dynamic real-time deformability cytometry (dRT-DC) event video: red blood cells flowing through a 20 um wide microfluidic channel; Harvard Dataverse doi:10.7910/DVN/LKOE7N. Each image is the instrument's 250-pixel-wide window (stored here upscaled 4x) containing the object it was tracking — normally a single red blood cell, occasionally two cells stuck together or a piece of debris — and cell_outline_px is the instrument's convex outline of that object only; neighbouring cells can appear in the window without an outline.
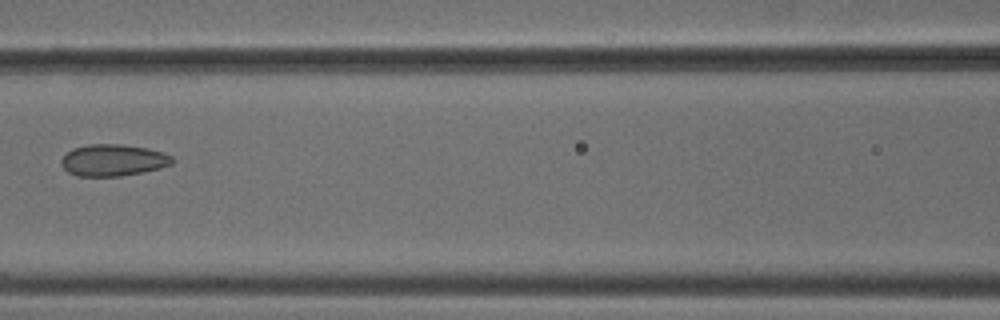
{"species": "common noctule bat (a hibernating species)", "species_latin": "Nyctalus noctula", "temperature_condition": "cold", "stored_images_in_passage": 4, "camera_frame_rate_fps": 3000, "um_per_image_px": 0.085, "animal": {"sex": "male", "body_mass_g": 18.8}, "frame": {"image": 1, "passage_image": 4, "time_ms": 1.0, "image_size_px": [1000, 320], "cell_outline_px": [[176, 160], [172, 164], [160, 168], [120, 176], [76, 176], [68, 172], [60, 164], [60, 160], [72, 148], [88, 144], [124, 144], [144, 148], [160, 152], [172, 156]], "centroid_in_image_um": [9.59, 13.61], "position_along_channel_um": 157.0, "area_um2": 20.46}}